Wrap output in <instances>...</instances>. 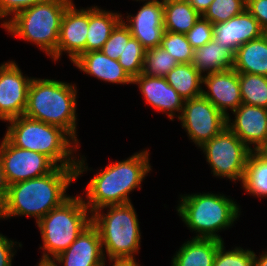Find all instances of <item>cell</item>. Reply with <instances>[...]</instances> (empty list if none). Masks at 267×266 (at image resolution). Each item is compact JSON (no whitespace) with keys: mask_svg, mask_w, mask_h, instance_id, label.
I'll list each match as a JSON object with an SVG mask.
<instances>
[{"mask_svg":"<svg viewBox=\"0 0 267 266\" xmlns=\"http://www.w3.org/2000/svg\"><path fill=\"white\" fill-rule=\"evenodd\" d=\"M208 91L202 96L208 99L226 118L228 109L235 111L242 104L239 75L234 69L218 71L203 76Z\"/></svg>","mask_w":267,"mask_h":266,"instance_id":"cell-16","label":"cell"},{"mask_svg":"<svg viewBox=\"0 0 267 266\" xmlns=\"http://www.w3.org/2000/svg\"><path fill=\"white\" fill-rule=\"evenodd\" d=\"M178 64H188L192 62L194 49L188 42L185 34L165 31L160 45Z\"/></svg>","mask_w":267,"mask_h":266,"instance_id":"cell-32","label":"cell"},{"mask_svg":"<svg viewBox=\"0 0 267 266\" xmlns=\"http://www.w3.org/2000/svg\"><path fill=\"white\" fill-rule=\"evenodd\" d=\"M233 69L238 73L267 76V33L237 48Z\"/></svg>","mask_w":267,"mask_h":266,"instance_id":"cell-24","label":"cell"},{"mask_svg":"<svg viewBox=\"0 0 267 266\" xmlns=\"http://www.w3.org/2000/svg\"><path fill=\"white\" fill-rule=\"evenodd\" d=\"M85 160L77 159V167L57 166L47 175L20 181L8 186L7 198L0 219L32 216L36 223L71 196L66 189L79 175L88 170Z\"/></svg>","mask_w":267,"mask_h":266,"instance_id":"cell-1","label":"cell"},{"mask_svg":"<svg viewBox=\"0 0 267 266\" xmlns=\"http://www.w3.org/2000/svg\"><path fill=\"white\" fill-rule=\"evenodd\" d=\"M109 208L104 214L103 209ZM132 203L109 205L97 209L91 214V223L98 229L102 249L108 260L136 261V254L140 247V227Z\"/></svg>","mask_w":267,"mask_h":266,"instance_id":"cell-5","label":"cell"},{"mask_svg":"<svg viewBox=\"0 0 267 266\" xmlns=\"http://www.w3.org/2000/svg\"><path fill=\"white\" fill-rule=\"evenodd\" d=\"M124 24L130 29L133 38L146 49L161 45L164 27V0H147L135 16L129 15Z\"/></svg>","mask_w":267,"mask_h":266,"instance_id":"cell-14","label":"cell"},{"mask_svg":"<svg viewBox=\"0 0 267 266\" xmlns=\"http://www.w3.org/2000/svg\"><path fill=\"white\" fill-rule=\"evenodd\" d=\"M123 20L120 13L105 11L97 6L88 8V33L85 53L98 51L109 39L112 31Z\"/></svg>","mask_w":267,"mask_h":266,"instance_id":"cell-23","label":"cell"},{"mask_svg":"<svg viewBox=\"0 0 267 266\" xmlns=\"http://www.w3.org/2000/svg\"><path fill=\"white\" fill-rule=\"evenodd\" d=\"M88 33V9H76L72 2L65 10L58 37L55 61L60 59L62 52H67L70 61L85 53Z\"/></svg>","mask_w":267,"mask_h":266,"instance_id":"cell-15","label":"cell"},{"mask_svg":"<svg viewBox=\"0 0 267 266\" xmlns=\"http://www.w3.org/2000/svg\"><path fill=\"white\" fill-rule=\"evenodd\" d=\"M190 140L201 147L219 134L227 125V118L203 96L185 100L180 117Z\"/></svg>","mask_w":267,"mask_h":266,"instance_id":"cell-10","label":"cell"},{"mask_svg":"<svg viewBox=\"0 0 267 266\" xmlns=\"http://www.w3.org/2000/svg\"><path fill=\"white\" fill-rule=\"evenodd\" d=\"M234 121L227 117V127L251 150H267V109L241 104L235 111ZM254 145L251 148L250 145Z\"/></svg>","mask_w":267,"mask_h":266,"instance_id":"cell-13","label":"cell"},{"mask_svg":"<svg viewBox=\"0 0 267 266\" xmlns=\"http://www.w3.org/2000/svg\"><path fill=\"white\" fill-rule=\"evenodd\" d=\"M177 212L187 227L196 232L197 236L192 238L223 241L217 233L232 226L240 215V208L231 198L221 194H184Z\"/></svg>","mask_w":267,"mask_h":266,"instance_id":"cell-7","label":"cell"},{"mask_svg":"<svg viewBox=\"0 0 267 266\" xmlns=\"http://www.w3.org/2000/svg\"><path fill=\"white\" fill-rule=\"evenodd\" d=\"M76 86L54 79L32 78L24 116L61 127L77 143Z\"/></svg>","mask_w":267,"mask_h":266,"instance_id":"cell-3","label":"cell"},{"mask_svg":"<svg viewBox=\"0 0 267 266\" xmlns=\"http://www.w3.org/2000/svg\"><path fill=\"white\" fill-rule=\"evenodd\" d=\"M36 224L43 240L42 257L56 258L91 224V212L81 196H72Z\"/></svg>","mask_w":267,"mask_h":266,"instance_id":"cell-8","label":"cell"},{"mask_svg":"<svg viewBox=\"0 0 267 266\" xmlns=\"http://www.w3.org/2000/svg\"><path fill=\"white\" fill-rule=\"evenodd\" d=\"M241 183L252 196L267 197V150L251 151Z\"/></svg>","mask_w":267,"mask_h":266,"instance_id":"cell-26","label":"cell"},{"mask_svg":"<svg viewBox=\"0 0 267 266\" xmlns=\"http://www.w3.org/2000/svg\"><path fill=\"white\" fill-rule=\"evenodd\" d=\"M145 52L146 49L137 39L131 37L125 42V49L118 62L132 80L142 73Z\"/></svg>","mask_w":267,"mask_h":266,"instance_id":"cell-30","label":"cell"},{"mask_svg":"<svg viewBox=\"0 0 267 266\" xmlns=\"http://www.w3.org/2000/svg\"><path fill=\"white\" fill-rule=\"evenodd\" d=\"M259 257L254 252V266H267V252L265 251Z\"/></svg>","mask_w":267,"mask_h":266,"instance_id":"cell-41","label":"cell"},{"mask_svg":"<svg viewBox=\"0 0 267 266\" xmlns=\"http://www.w3.org/2000/svg\"><path fill=\"white\" fill-rule=\"evenodd\" d=\"M234 52L215 39L193 51L192 64L203 76L218 71L233 69Z\"/></svg>","mask_w":267,"mask_h":266,"instance_id":"cell-21","label":"cell"},{"mask_svg":"<svg viewBox=\"0 0 267 266\" xmlns=\"http://www.w3.org/2000/svg\"><path fill=\"white\" fill-rule=\"evenodd\" d=\"M132 84L139 86L146 103L152 108L165 112L170 120L174 119L176 112L179 114L177 117H180L185 100L167 83L165 77L141 73L132 80Z\"/></svg>","mask_w":267,"mask_h":266,"instance_id":"cell-17","label":"cell"},{"mask_svg":"<svg viewBox=\"0 0 267 266\" xmlns=\"http://www.w3.org/2000/svg\"><path fill=\"white\" fill-rule=\"evenodd\" d=\"M213 1L214 0H189V3L200 15H203Z\"/></svg>","mask_w":267,"mask_h":266,"instance_id":"cell-40","label":"cell"},{"mask_svg":"<svg viewBox=\"0 0 267 266\" xmlns=\"http://www.w3.org/2000/svg\"><path fill=\"white\" fill-rule=\"evenodd\" d=\"M103 251L99 231L91 223L55 259L63 266H104L106 258Z\"/></svg>","mask_w":267,"mask_h":266,"instance_id":"cell-18","label":"cell"},{"mask_svg":"<svg viewBox=\"0 0 267 266\" xmlns=\"http://www.w3.org/2000/svg\"><path fill=\"white\" fill-rule=\"evenodd\" d=\"M8 122L9 127L5 137L14 146L39 152L47 156L56 166L77 167V160L72 151L79 148L78 143L61 127L33 120L24 115Z\"/></svg>","mask_w":267,"mask_h":266,"instance_id":"cell-4","label":"cell"},{"mask_svg":"<svg viewBox=\"0 0 267 266\" xmlns=\"http://www.w3.org/2000/svg\"><path fill=\"white\" fill-rule=\"evenodd\" d=\"M263 34H265V31L247 9L228 21L213 25V39L222 43L234 53L242 44L260 38Z\"/></svg>","mask_w":267,"mask_h":266,"instance_id":"cell-19","label":"cell"},{"mask_svg":"<svg viewBox=\"0 0 267 266\" xmlns=\"http://www.w3.org/2000/svg\"><path fill=\"white\" fill-rule=\"evenodd\" d=\"M177 65L176 59L166 50L155 47L145 52L142 74L165 77Z\"/></svg>","mask_w":267,"mask_h":266,"instance_id":"cell-29","label":"cell"},{"mask_svg":"<svg viewBox=\"0 0 267 266\" xmlns=\"http://www.w3.org/2000/svg\"><path fill=\"white\" fill-rule=\"evenodd\" d=\"M242 103L267 109V76L238 73Z\"/></svg>","mask_w":267,"mask_h":266,"instance_id":"cell-28","label":"cell"},{"mask_svg":"<svg viewBox=\"0 0 267 266\" xmlns=\"http://www.w3.org/2000/svg\"><path fill=\"white\" fill-rule=\"evenodd\" d=\"M150 170L148 150L107 165L88 183L85 205L92 214L105 206L131 203L129 193L141 189L140 184Z\"/></svg>","mask_w":267,"mask_h":266,"instance_id":"cell-2","label":"cell"},{"mask_svg":"<svg viewBox=\"0 0 267 266\" xmlns=\"http://www.w3.org/2000/svg\"><path fill=\"white\" fill-rule=\"evenodd\" d=\"M57 263L58 261L55 258L42 257L38 266H58Z\"/></svg>","mask_w":267,"mask_h":266,"instance_id":"cell-42","label":"cell"},{"mask_svg":"<svg viewBox=\"0 0 267 266\" xmlns=\"http://www.w3.org/2000/svg\"><path fill=\"white\" fill-rule=\"evenodd\" d=\"M131 37L130 29L121 21L112 31L101 51L111 59L118 60L125 49V42H128Z\"/></svg>","mask_w":267,"mask_h":266,"instance_id":"cell-34","label":"cell"},{"mask_svg":"<svg viewBox=\"0 0 267 266\" xmlns=\"http://www.w3.org/2000/svg\"><path fill=\"white\" fill-rule=\"evenodd\" d=\"M72 0H46L24 9L1 24L12 36L33 42L53 58L57 50L60 25Z\"/></svg>","mask_w":267,"mask_h":266,"instance_id":"cell-6","label":"cell"},{"mask_svg":"<svg viewBox=\"0 0 267 266\" xmlns=\"http://www.w3.org/2000/svg\"><path fill=\"white\" fill-rule=\"evenodd\" d=\"M223 242L217 239L192 238L176 251L171 266H213L218 247Z\"/></svg>","mask_w":267,"mask_h":266,"instance_id":"cell-22","label":"cell"},{"mask_svg":"<svg viewBox=\"0 0 267 266\" xmlns=\"http://www.w3.org/2000/svg\"><path fill=\"white\" fill-rule=\"evenodd\" d=\"M15 243L17 244L0 233V266H12Z\"/></svg>","mask_w":267,"mask_h":266,"instance_id":"cell-38","label":"cell"},{"mask_svg":"<svg viewBox=\"0 0 267 266\" xmlns=\"http://www.w3.org/2000/svg\"><path fill=\"white\" fill-rule=\"evenodd\" d=\"M72 63L86 74L105 82L122 85L132 84V79L124 71L118 60L111 59L101 50L83 53Z\"/></svg>","mask_w":267,"mask_h":266,"instance_id":"cell-20","label":"cell"},{"mask_svg":"<svg viewBox=\"0 0 267 266\" xmlns=\"http://www.w3.org/2000/svg\"><path fill=\"white\" fill-rule=\"evenodd\" d=\"M165 78L184 100L202 96L203 76L192 63L178 64Z\"/></svg>","mask_w":267,"mask_h":266,"instance_id":"cell-25","label":"cell"},{"mask_svg":"<svg viewBox=\"0 0 267 266\" xmlns=\"http://www.w3.org/2000/svg\"><path fill=\"white\" fill-rule=\"evenodd\" d=\"M247 0H214L202 15L213 25L225 22L246 10Z\"/></svg>","mask_w":267,"mask_h":266,"instance_id":"cell-31","label":"cell"},{"mask_svg":"<svg viewBox=\"0 0 267 266\" xmlns=\"http://www.w3.org/2000/svg\"><path fill=\"white\" fill-rule=\"evenodd\" d=\"M213 176L241 181L244 176L249 149L227 126L201 147Z\"/></svg>","mask_w":267,"mask_h":266,"instance_id":"cell-9","label":"cell"},{"mask_svg":"<svg viewBox=\"0 0 267 266\" xmlns=\"http://www.w3.org/2000/svg\"><path fill=\"white\" fill-rule=\"evenodd\" d=\"M224 242L218 247L213 266H254V252L236 247L224 251Z\"/></svg>","mask_w":267,"mask_h":266,"instance_id":"cell-33","label":"cell"},{"mask_svg":"<svg viewBox=\"0 0 267 266\" xmlns=\"http://www.w3.org/2000/svg\"><path fill=\"white\" fill-rule=\"evenodd\" d=\"M185 36L193 49L200 48L213 39V24L201 15Z\"/></svg>","mask_w":267,"mask_h":266,"instance_id":"cell-35","label":"cell"},{"mask_svg":"<svg viewBox=\"0 0 267 266\" xmlns=\"http://www.w3.org/2000/svg\"><path fill=\"white\" fill-rule=\"evenodd\" d=\"M0 160L8 186L47 175L57 167L47 156L14 146L5 136L0 145Z\"/></svg>","mask_w":267,"mask_h":266,"instance_id":"cell-11","label":"cell"},{"mask_svg":"<svg viewBox=\"0 0 267 266\" xmlns=\"http://www.w3.org/2000/svg\"><path fill=\"white\" fill-rule=\"evenodd\" d=\"M46 0H0V18L14 16L18 12Z\"/></svg>","mask_w":267,"mask_h":266,"instance_id":"cell-36","label":"cell"},{"mask_svg":"<svg viewBox=\"0 0 267 266\" xmlns=\"http://www.w3.org/2000/svg\"><path fill=\"white\" fill-rule=\"evenodd\" d=\"M200 16L189 1L164 0L165 31L186 34Z\"/></svg>","mask_w":267,"mask_h":266,"instance_id":"cell-27","label":"cell"},{"mask_svg":"<svg viewBox=\"0 0 267 266\" xmlns=\"http://www.w3.org/2000/svg\"><path fill=\"white\" fill-rule=\"evenodd\" d=\"M8 184L6 183L2 163L0 160V214L3 211L7 198Z\"/></svg>","mask_w":267,"mask_h":266,"instance_id":"cell-39","label":"cell"},{"mask_svg":"<svg viewBox=\"0 0 267 266\" xmlns=\"http://www.w3.org/2000/svg\"><path fill=\"white\" fill-rule=\"evenodd\" d=\"M112 262L113 266H140L136 261H112Z\"/></svg>","mask_w":267,"mask_h":266,"instance_id":"cell-43","label":"cell"},{"mask_svg":"<svg viewBox=\"0 0 267 266\" xmlns=\"http://www.w3.org/2000/svg\"><path fill=\"white\" fill-rule=\"evenodd\" d=\"M31 80V77L23 76L14 61L1 64L0 120L8 121L24 115Z\"/></svg>","mask_w":267,"mask_h":266,"instance_id":"cell-12","label":"cell"},{"mask_svg":"<svg viewBox=\"0 0 267 266\" xmlns=\"http://www.w3.org/2000/svg\"><path fill=\"white\" fill-rule=\"evenodd\" d=\"M246 9L267 33V0H247Z\"/></svg>","mask_w":267,"mask_h":266,"instance_id":"cell-37","label":"cell"}]
</instances>
